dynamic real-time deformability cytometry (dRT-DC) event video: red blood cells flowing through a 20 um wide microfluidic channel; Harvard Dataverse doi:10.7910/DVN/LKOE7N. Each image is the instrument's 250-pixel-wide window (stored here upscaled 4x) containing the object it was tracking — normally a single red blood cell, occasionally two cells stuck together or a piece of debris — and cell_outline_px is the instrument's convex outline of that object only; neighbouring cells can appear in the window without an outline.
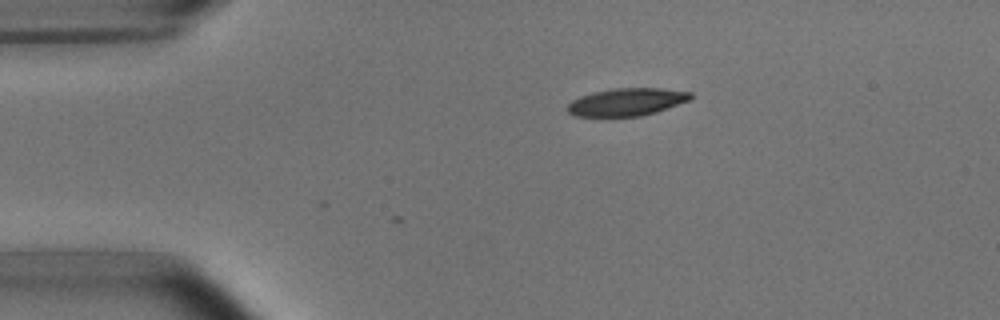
{"species": "common noctule bat (a hibernating species)", "species_latin": "Nyctalus noctula", "temperature_condition": "room temperature", "stored_images_in_passage": 2, "camera_frame_rate_fps": 3000, "um_per_image_px": 0.085, "animal": {"sex": "male", "body_mass_g": 15.6}, "frame": {"image": 1, "passage_image": 2, "time_ms": 1.333, "image_size_px": [1000, 320], "cell_outline_px": [[692, 100], [656, 112], [640, 116], [572, 116], [568, 112], [568, 104], [572, 100], [580, 96], [596, 92], [616, 88], [660, 88], [692, 92]], "centroid_in_image_um": [53.31, 8.67], "position_along_channel_um": 31.7, "area_um2": 19.77}}